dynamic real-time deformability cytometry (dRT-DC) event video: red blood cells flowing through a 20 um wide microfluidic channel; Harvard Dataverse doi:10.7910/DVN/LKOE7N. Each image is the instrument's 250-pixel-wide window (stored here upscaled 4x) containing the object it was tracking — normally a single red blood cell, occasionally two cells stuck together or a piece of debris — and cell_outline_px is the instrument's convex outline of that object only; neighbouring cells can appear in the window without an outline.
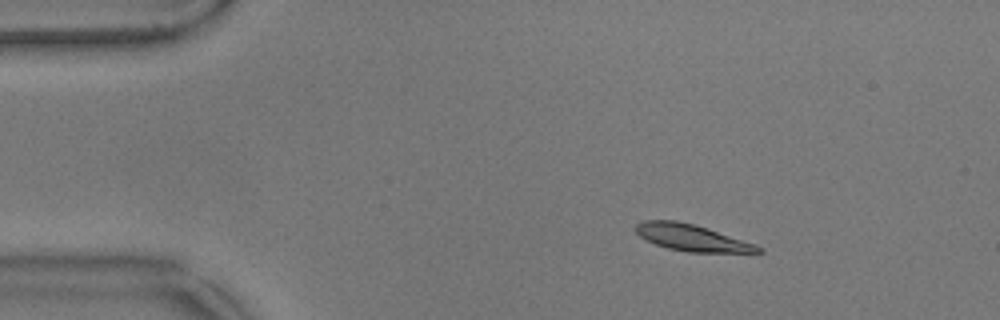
{"species": "common noctule bat (a hibernating species)", "species_latin": "Nyctalus noctula", "temperature_condition": "warm", "stored_images_in_passage": 16, "camera_frame_rate_fps": 3000, "um_per_image_px": 0.085, "animal": {"sex": "male", "body_mass_g": 17.9}, "frame": {"image": 1, "passage_image": 9, "time_ms": 2.667, "image_size_px": [1000, 320], "cell_outline_px": [[764, 252], [688, 252], [668, 248], [656, 244], [640, 236], [636, 232], [636, 224], [644, 220], [676, 220], [696, 224], [764, 248]], "centroid_in_image_um": [58.77, 20.19], "position_along_channel_um": 26.2, "area_um2": 18.61}}